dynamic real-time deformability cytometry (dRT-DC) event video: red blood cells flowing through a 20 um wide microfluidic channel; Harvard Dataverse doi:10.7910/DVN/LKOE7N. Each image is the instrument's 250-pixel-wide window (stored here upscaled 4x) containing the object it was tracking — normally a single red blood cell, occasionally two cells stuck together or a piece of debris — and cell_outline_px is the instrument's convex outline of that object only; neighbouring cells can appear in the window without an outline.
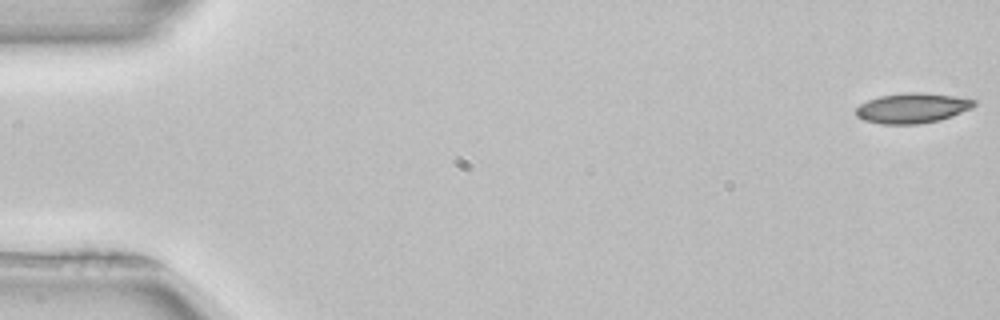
{"species": "common noctule bat (a hibernating species)", "species_latin": "Nyctalus noctula", "temperature_condition": "room temperature", "stored_images_in_passage": 52, "camera_frame_rate_fps": 3000, "um_per_image_px": 0.085, "animal": {"sex": "female", "body_mass_g": 22.7, "forearm_length_mm": 54.2}, "frame": {"image": 1, "passage_image": 1, "time_ms": 0.0, "image_size_px": [1000, 320], "cell_outline_px": [[976, 104], [972, 108], [952, 116], [940, 120], [920, 124], [880, 124], [864, 120], [856, 116], [856, 108], [860, 104], [868, 100], [880, 96], [904, 92], [920, 92], [952, 96], [976, 100]], "centroid_in_image_um": [77.53, 9.19], "position_along_channel_um": 7.5, "area_um2": 20.75}}
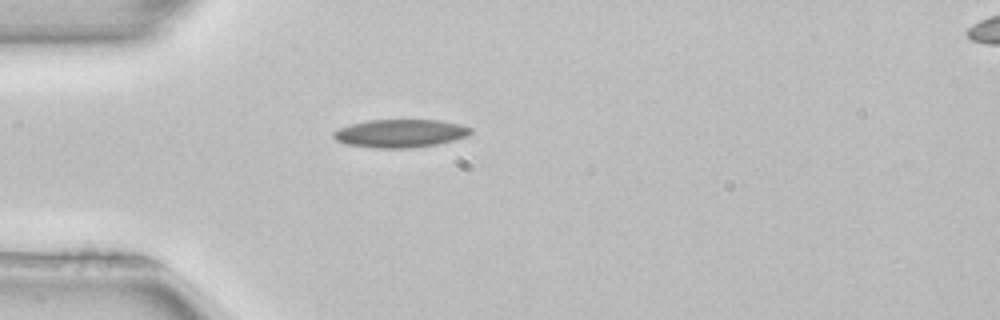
{"frame": {"image": 2, "passage_image": 15, "time_ms": 4.667, "image_size_px": [1000, 320], "cell_outline_px": [[472, 132], [468, 136], [436, 144], [408, 148], [376, 148], [348, 144], [336, 140], [332, 136], [332, 132], [336, 128], [368, 120], [436, 120], [460, 124], [472, 128]], "centroid_in_image_um": [34.0, 11.33], "position_along_channel_um": 51.0, "area_um2": 22.37}, "authors_computed_cell_mechanics": {"area_um2": 21.0103, "velocity_mm_per_s": 3.9491, "shape_relaxation_time_tau1_ms": 4.5807, "shape_relaxation_time_tau2_ms": null, "deformation_change_tau1": 0.1196, "deformation_change_tau2": null}}